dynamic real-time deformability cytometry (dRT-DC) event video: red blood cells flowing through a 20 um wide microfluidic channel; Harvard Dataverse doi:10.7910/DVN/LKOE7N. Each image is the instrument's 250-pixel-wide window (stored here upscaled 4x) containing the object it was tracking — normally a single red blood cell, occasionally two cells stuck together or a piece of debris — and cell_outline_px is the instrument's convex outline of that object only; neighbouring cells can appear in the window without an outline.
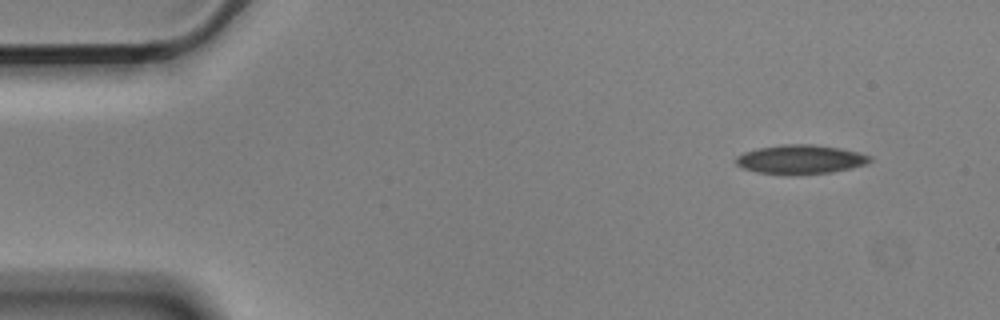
{"species": "Egyptian fruit bat (a non-hibernating species)", "species_latin": "Rousettus aegyptiacus", "temperature_condition": "cold", "stored_images_in_passage": 3, "segment_of_instrument_passage": [2, 2], "camera_frame_rate_fps": 3000, "um_per_image_px": 0.085, "animal": {"sex": "male"}, "frame": {"image": 1, "passage_image": 3, "time_ms": 0.667, "image_size_px": [1000, 320], "cell_outline_px": [[872, 160], [864, 164], [852, 168], [832, 172], [756, 172], [744, 168], [736, 164], [732, 160], [736, 156], [744, 152], [760, 148], [784, 144], [812, 144], [840, 148], [860, 152], [872, 156]], "centroid_in_image_um": [68.06, 13.5], "position_along_channel_um": 16.9, "area_um2": 21.96}}